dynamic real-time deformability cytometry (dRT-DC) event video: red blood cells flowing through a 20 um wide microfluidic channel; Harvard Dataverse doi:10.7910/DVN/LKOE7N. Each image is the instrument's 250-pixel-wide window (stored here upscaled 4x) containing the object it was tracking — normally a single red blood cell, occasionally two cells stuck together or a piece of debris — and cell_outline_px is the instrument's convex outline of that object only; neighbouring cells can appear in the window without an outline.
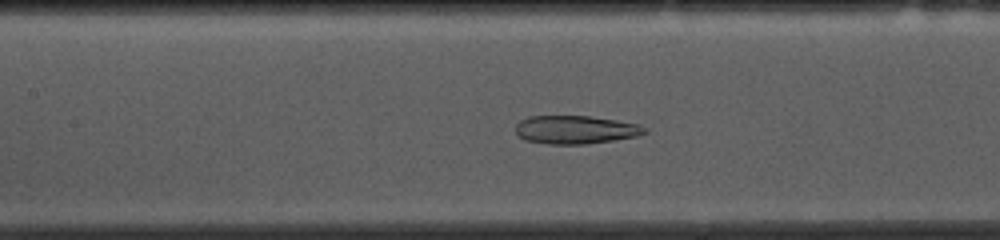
{"species": "common noctule bat (a hibernating species)", "species_latin": "Nyctalus noctula", "temperature_condition": "cold", "stored_images_in_passage": 51, "camera_frame_rate_fps": 3000, "um_per_image_px": 0.085, "animal": {"sex": "female", "body_mass_g": 10.0, "forearm_length_mm": 53.1}, "frame": {"image": 1, "passage_image": 21, "time_ms": 6.667, "image_size_px": [1000, 240], "cell_outline_px": [[648, 132], [636, 136], [612, 140], [584, 144], [548, 144], [524, 140], [516, 132], [516, 124], [520, 120], [528, 116], [588, 116], [616, 120], [640, 124], [648, 128]], "centroid_in_image_um": [48.92, 11.02], "position_along_channel_um": 158.5, "area_um2": 21.27}}
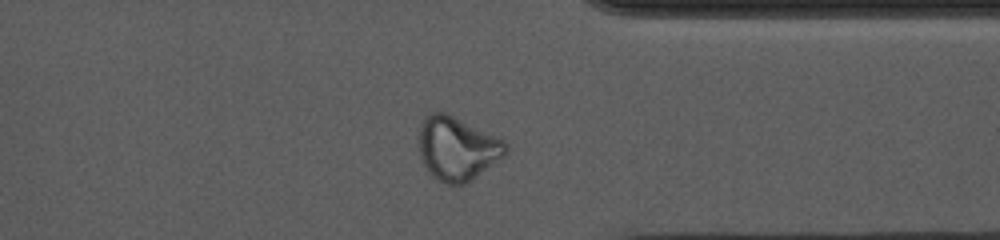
{"frame": {"image": 2, "passage_image": 39, "time_ms": 12.667, "image_size_px": [1000, 240], "cell_outline_px": [[508, 152], [504, 156], [464, 184], [444, 184], [436, 180], [428, 172], [420, 156], [416, 144], [416, 140], [420, 124], [424, 116], [428, 112], [444, 112], [496, 136], [504, 140], [508, 144]], "centroid_in_image_um": [38.79, 12.61], "position_along_channel_um": 372.6, "area_um2": 32.48}}
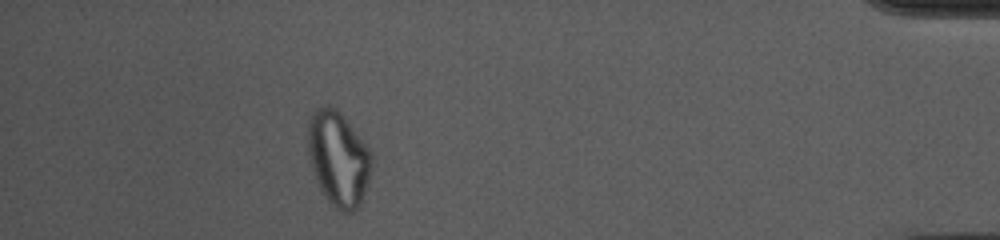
{"frame": {"image": 3, "passage_image": 46, "time_ms": 15.0, "image_size_px": [1000, 240], "cell_outline_px": [[372, 168], [360, 204], [356, 212], [340, 212], [328, 200], [320, 188], [316, 180], [308, 156], [308, 120], [312, 112], [316, 108], [328, 104], [336, 108], [340, 112], [364, 140], [372, 156]], "centroid_in_image_um": [28.75, 13.45], "position_along_channel_um": 406.4, "area_um2": 35.32}, "authors_computed_cell_mechanics": {"area_um2": 28.4954, "velocity_mm_per_s": 3.6695, "shape_relaxation_time_tau1_ms": null, "shape_relaxation_time_tau2_ms": 2.2973, "deformation_change_tau1": null, "deformation_change_tau2": 0.0982}}